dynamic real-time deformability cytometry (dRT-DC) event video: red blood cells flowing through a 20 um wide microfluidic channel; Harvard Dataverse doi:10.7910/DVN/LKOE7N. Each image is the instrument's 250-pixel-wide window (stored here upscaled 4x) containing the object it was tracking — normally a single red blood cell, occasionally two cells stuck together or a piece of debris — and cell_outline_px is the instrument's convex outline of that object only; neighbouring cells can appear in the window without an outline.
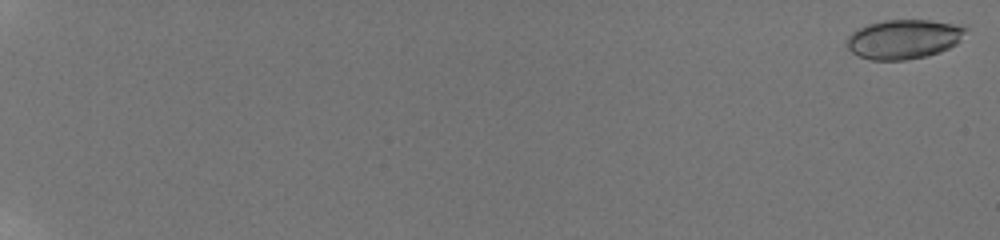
{"species": "human", "species_latin": "Homo sapiens", "temperature_condition": "room temperature", "stored_images_in_passage": 48, "camera_frame_rate_fps": 3000, "um_per_image_px": 0.085, "donor": {"sex": "male"}, "frame": {"image": 1, "passage_image": 2, "time_ms": 0.333, "image_size_px": [1000, 240], "cell_outline_px": [[968, 28], [960, 40], [956, 44], [940, 52], [928, 56], [904, 60], [872, 60], [860, 56], [852, 52], [848, 48], [848, 36], [856, 28], [868, 24], [884, 20], [932, 20], [964, 24]], "centroid_in_image_um": [76.86, 3.31], "position_along_channel_um": 8.1, "area_um2": 27.51}}
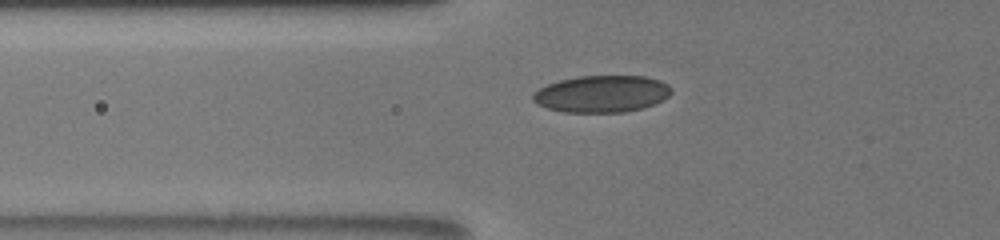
{"frame": {"image": 2, "passage_image": 22, "time_ms": 8.667, "image_size_px": [1000, 240], "cell_outline_px": [[672, 92], [668, 96], [644, 108], [624, 112], [564, 112], [548, 108], [536, 104], [532, 100], [532, 96], [540, 88], [548, 84], [560, 80], [580, 76], [644, 76], [660, 80], [668, 84], [672, 88]], "centroid_in_image_um": [51.16, 7.98], "position_along_channel_um": 74.6, "area_um2": 29.65}}
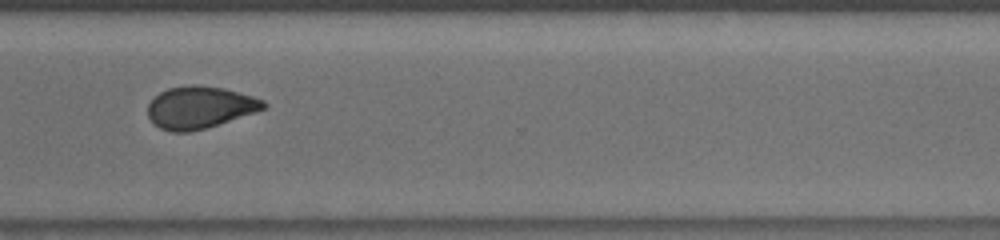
{"frame": {"image": 3, "passage_image": 41, "time_ms": 16.0, "image_size_px": [1000, 240], "cell_outline_px": [[268, 104], [264, 108], [204, 128], [188, 132], [172, 132], [160, 128], [152, 124], [148, 116], [148, 104], [160, 92], [168, 88], [192, 84], [200, 84], [224, 88], [252, 96], [264, 100]], "centroid_in_image_um": [16.92, 9.11], "position_along_channel_um": 353.7, "area_um2": 28.09}, "authors_computed_cell_mechanics": {"area_um2": 28.3509, "velocity_mm_per_s": 3.8721, "shape_relaxation_time_tau1_ms": 6.2269, "shape_relaxation_time_tau2_ms": 3.3348, "deformation_change_tau1": 0.1176, "deformation_change_tau2": 0.0608}}